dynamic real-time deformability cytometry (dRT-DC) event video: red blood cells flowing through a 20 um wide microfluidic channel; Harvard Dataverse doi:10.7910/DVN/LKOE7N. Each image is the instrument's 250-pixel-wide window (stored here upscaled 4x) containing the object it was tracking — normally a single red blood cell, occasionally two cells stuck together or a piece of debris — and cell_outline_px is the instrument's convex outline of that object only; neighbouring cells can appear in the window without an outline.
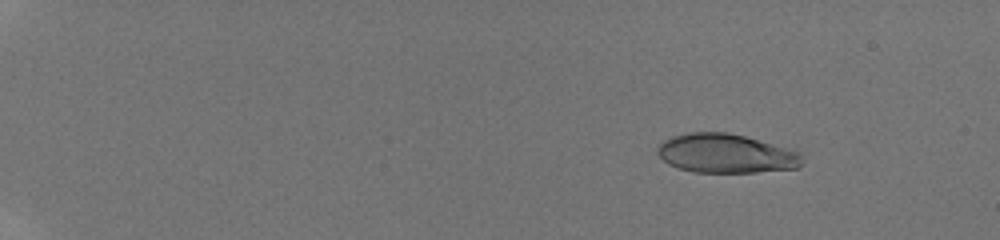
{"species": "human", "species_latin": "Homo sapiens", "temperature_condition": "room temperature", "stored_images_in_passage": 34, "camera_frame_rate_fps": 3000, "um_per_image_px": 0.085, "donor": {"sex": "male"}, "frame": {"image": 1, "passage_image": 7, "time_ms": 2.667, "image_size_px": [1000, 240], "cell_outline_px": [[804, 164], [796, 168], [756, 172], [692, 172], [668, 164], [656, 152], [656, 148], [664, 140], [672, 136], [688, 132], [728, 132], [796, 148], [800, 152]], "centroid_in_image_um": [61.77, 13.03], "position_along_channel_um": 23.2, "area_um2": 33.47}}
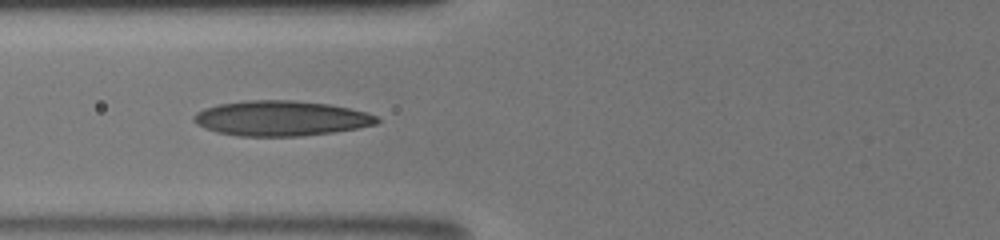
{"frame": {"image": 2, "passage_image": 23, "time_ms": 8.333, "image_size_px": [1000, 240], "cell_outline_px": [[380, 120], [376, 124], [356, 128], [332, 132], [300, 136], [240, 136], [216, 132], [204, 128], [196, 124], [192, 120], [192, 116], [196, 112], [204, 108], [216, 104], [244, 100], [292, 100], [328, 104], [348, 108], [364, 112], [376, 116]], "centroid_in_image_um": [23.8, 10.05], "position_along_channel_um": 102.0, "area_um2": 37.51}}
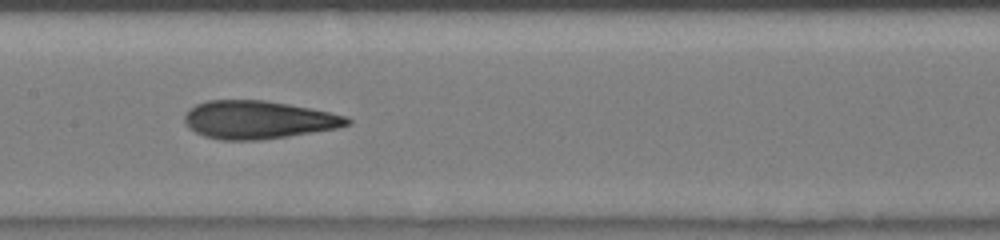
{"frame": {"image": 3, "passage_image": 33, "time_ms": 10.333, "image_size_px": [1000, 240], "cell_outline_px": [[352, 120], [348, 124], [336, 128], [288, 136], [260, 140], [220, 140], [204, 136], [188, 128], [184, 120], [184, 112], [196, 104], [208, 100], [264, 100], [288, 104], [328, 112], [344, 116]], "centroid_in_image_um": [21.87, 10.18], "position_along_channel_um": 185.5, "area_um2": 35.84}}